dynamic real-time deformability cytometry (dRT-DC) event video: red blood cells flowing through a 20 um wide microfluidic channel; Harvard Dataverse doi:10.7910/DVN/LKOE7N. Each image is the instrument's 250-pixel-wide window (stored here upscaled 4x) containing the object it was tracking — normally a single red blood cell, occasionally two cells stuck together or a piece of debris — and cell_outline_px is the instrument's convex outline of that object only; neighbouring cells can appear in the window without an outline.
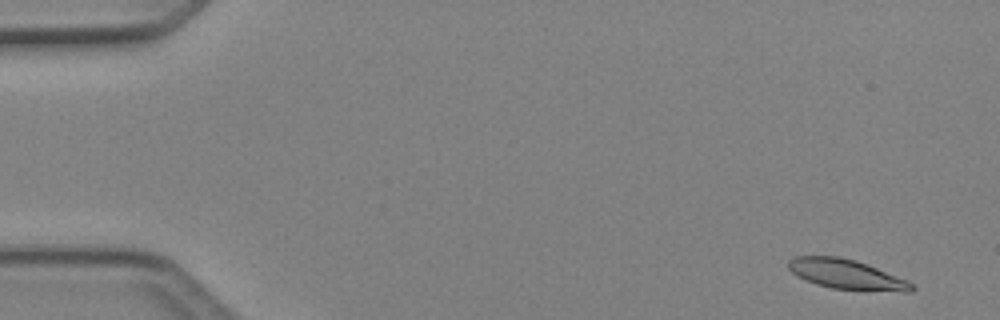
{"species": "Egyptian fruit bat (a non-hibernating species)", "species_latin": "Rousettus aegyptiacus", "temperature_condition": "cold", "stored_images_in_passage": 50, "camera_frame_rate_fps": 3000, "um_per_image_px": 0.085, "animal": {"sex": "female"}, "frame": {"image": 1, "passage_image": 3, "time_ms": 0.667, "image_size_px": [1000, 320], "cell_outline_px": [[916, 288], [912, 292], [904, 292], [832, 288], [816, 284], [792, 272], [788, 268], [788, 260], [792, 256], [840, 256], [856, 260], [876, 268], [904, 280], [912, 284]], "centroid_in_image_um": [71.92, 23.3], "position_along_channel_um": 13.1, "area_um2": 20.98}}
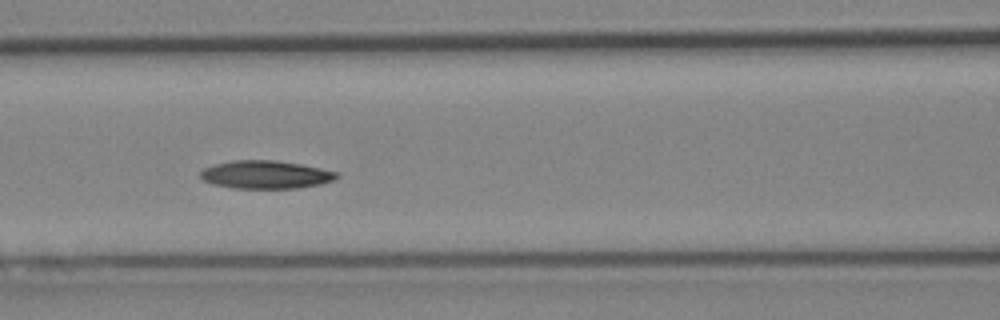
{"frame": {"image": 2, "passage_image": 22, "time_ms": 7.0, "image_size_px": [1000, 320], "cell_outline_px": [[340, 176], [332, 180], [320, 184], [300, 188], [232, 188], [216, 184], [204, 180], [200, 176], [200, 172], [204, 168], [216, 164], [232, 160], [276, 160], [300, 164], [340, 172]], "centroid_in_image_um": [22.62, 14.84], "position_along_channel_um": 144.0, "area_um2": 22.2}}
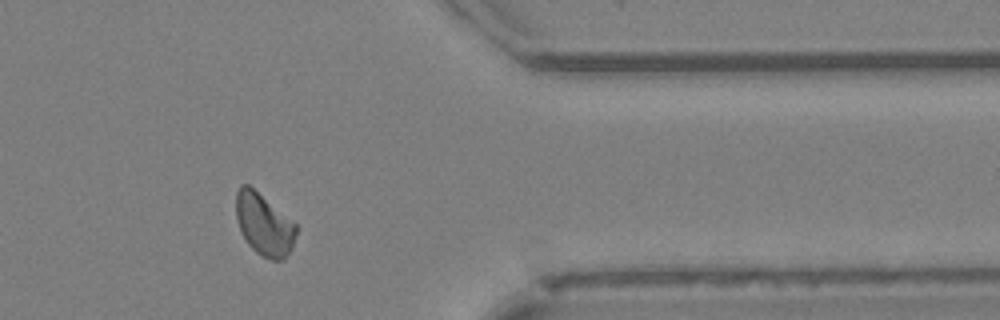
{"frame": {"image": 3, "passage_image": 41, "time_ms": 13.333, "image_size_px": [1000, 320], "cell_outline_px": [[296, 232], [292, 248], [284, 260], [272, 260], [256, 252], [248, 244], [240, 228], [236, 216], [236, 192], [240, 184], [248, 184], [296, 224]], "centroid_in_image_um": [22.43, 19.08], "position_along_channel_um": 389.0, "area_um2": 21.33}}